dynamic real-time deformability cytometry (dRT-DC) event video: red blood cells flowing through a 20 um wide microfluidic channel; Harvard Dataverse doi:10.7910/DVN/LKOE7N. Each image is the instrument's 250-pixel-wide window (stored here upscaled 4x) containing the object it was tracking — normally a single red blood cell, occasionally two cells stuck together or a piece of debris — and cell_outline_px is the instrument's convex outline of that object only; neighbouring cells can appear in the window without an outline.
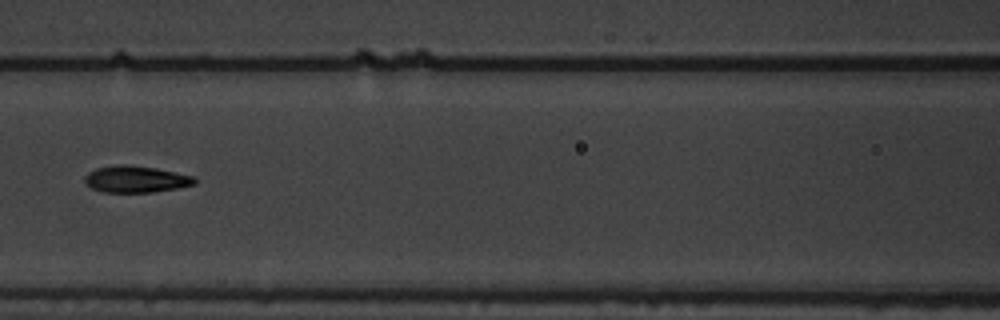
{"species": "common noctule bat (a hibernating species)", "species_latin": "Nyctalus noctula", "temperature_condition": "warm", "stored_images_in_passage": 11, "camera_frame_rate_fps": 3000, "um_per_image_px": 0.085, "animal": {"sex": "male", "body_mass_g": 19.5, "forearm_length_mm": 54.6}, "frame": {"image": 1, "passage_image": 7, "time_ms": 2.0, "image_size_px": [1000, 320], "cell_outline_px": [[196, 184], [176, 188], [152, 192], [104, 192], [92, 188], [84, 180], [84, 176], [88, 172], [96, 168], [116, 164], [128, 164], [156, 168], [192, 176], [196, 180]], "centroid_in_image_um": [11.52, 15.22], "position_along_channel_um": 155.1, "area_um2": 16.99}}
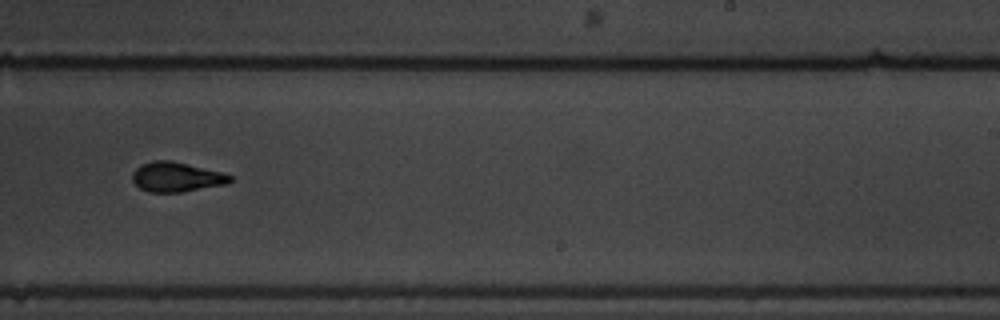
{"frame": {"image": 2, "passage_image": 10, "time_ms": 3.0, "image_size_px": [1000, 320], "cell_outline_px": [[232, 180], [228, 184], [180, 192], [148, 192], [140, 188], [132, 180], [132, 172], [140, 164], [152, 160], [168, 160], [220, 172], [232, 176]], "centroid_in_image_um": [14.95, 15.05], "position_along_channel_um": 274.0, "area_um2": 16.76}}
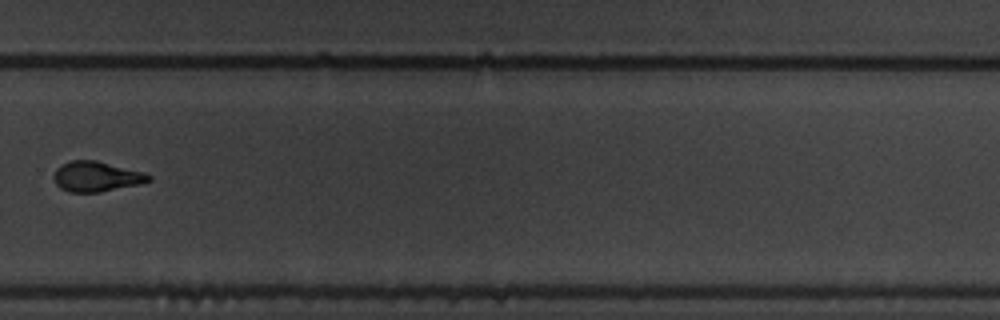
{"frame": {"image": 3, "passage_image": 11, "time_ms": 3.333, "image_size_px": [1000, 320], "cell_outline_px": [[152, 180], [140, 184], [100, 192], [68, 192], [60, 188], [56, 184], [52, 176], [56, 168], [72, 160], [96, 160], [144, 172], [152, 176]], "centroid_in_image_um": [8.19, 15.01], "position_along_channel_um": 321.6, "area_um2": 16.76}}